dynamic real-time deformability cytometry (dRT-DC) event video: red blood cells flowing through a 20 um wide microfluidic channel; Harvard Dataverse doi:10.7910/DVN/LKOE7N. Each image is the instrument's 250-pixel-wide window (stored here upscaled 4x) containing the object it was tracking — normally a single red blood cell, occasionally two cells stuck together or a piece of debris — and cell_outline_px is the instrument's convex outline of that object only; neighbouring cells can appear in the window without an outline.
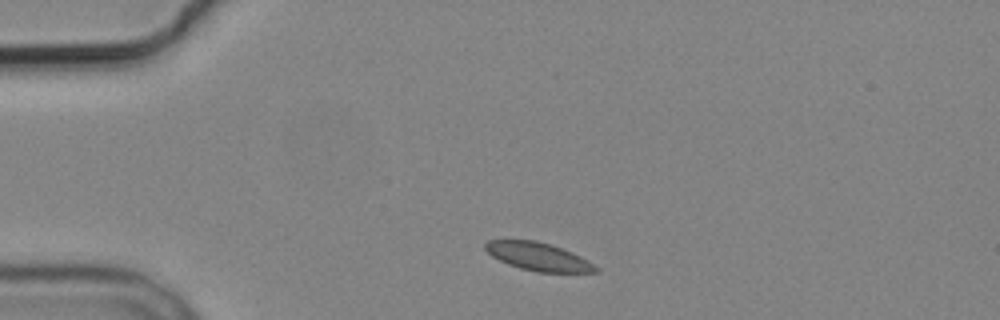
{"species": "common noctule bat (a hibernating species)", "species_latin": "Nyctalus noctula", "temperature_condition": "cold", "stored_images_in_passage": 3, "camera_frame_rate_fps": 3000, "um_per_image_px": 0.085, "animal": {"sex": "male", "body_mass_g": 19.2, "forearm_length_mm": 51.8}, "frame": {"image": 1, "passage_image": 1, "time_ms": 0.0, "image_size_px": [1000, 320], "cell_outline_px": [[600, 272], [536, 272], [520, 268], [508, 264], [492, 256], [484, 248], [484, 244], [488, 240], [536, 240], [572, 252], [588, 260], [600, 268]], "centroid_in_image_um": [45.77, 21.82], "position_along_channel_um": 39.2, "area_um2": 17.98}}
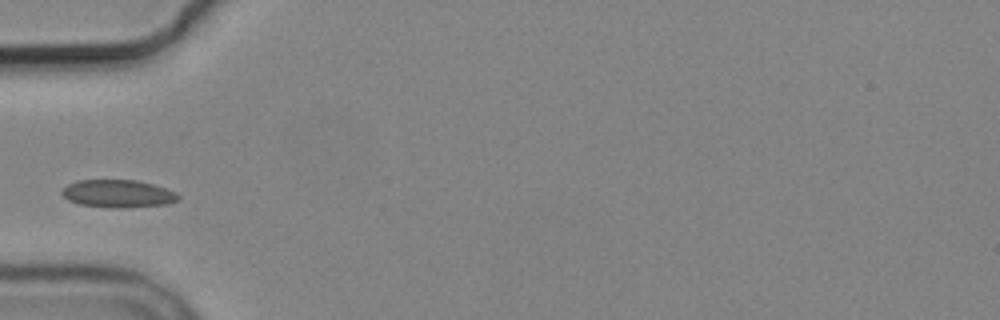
{"frame": {"image": 2, "passage_image": 3, "time_ms": 2.0, "image_size_px": [1000, 320], "cell_outline_px": [[180, 200], [168, 204], [120, 208], [116, 208], [80, 204], [68, 200], [60, 192], [68, 184], [76, 180], [136, 180], [152, 184], [176, 192], [180, 196]], "centroid_in_image_um": [10.04, 16.46], "position_along_channel_um": 75.0, "area_um2": 18.73}}